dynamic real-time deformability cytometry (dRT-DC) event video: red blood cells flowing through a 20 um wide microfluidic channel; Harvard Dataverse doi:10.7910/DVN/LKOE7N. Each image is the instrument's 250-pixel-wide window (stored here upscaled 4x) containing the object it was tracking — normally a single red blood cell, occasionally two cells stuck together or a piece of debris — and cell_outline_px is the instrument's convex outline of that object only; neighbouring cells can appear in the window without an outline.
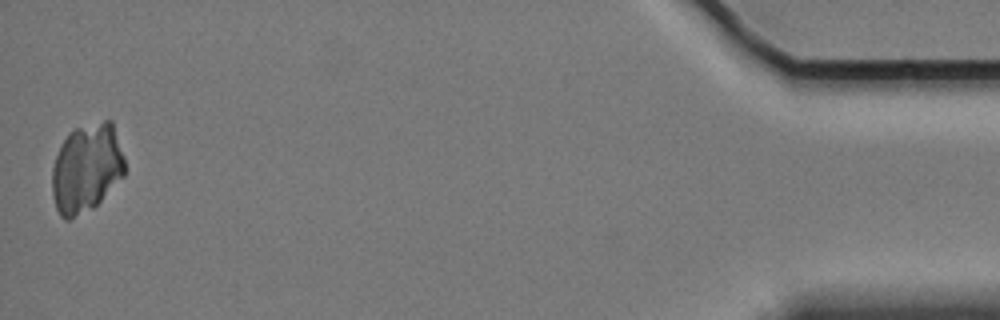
{"species": "Egyptian fruit bat (a non-hibernating species)", "species_latin": "Rousettus aegyptiacus", "temperature_condition": "cold", "stored_images_in_passage": 40, "camera_frame_rate_fps": 3000, "um_per_image_px": 0.085, "animal": {"sex": "female"}, "frame": {"image": 1, "passage_image": 40, "time_ms": 13.0, "image_size_px": [1000, 320], "cell_outline_px": [[124, 176], [92, 208], [68, 220], [64, 220], [60, 216], [56, 208], [52, 196], [52, 168], [60, 144], [68, 132], [76, 128], [104, 120], [112, 120], [124, 156]], "centroid_in_image_um": [7.34, 14.28], "position_along_channel_um": 427.9, "area_um2": 37.63}}